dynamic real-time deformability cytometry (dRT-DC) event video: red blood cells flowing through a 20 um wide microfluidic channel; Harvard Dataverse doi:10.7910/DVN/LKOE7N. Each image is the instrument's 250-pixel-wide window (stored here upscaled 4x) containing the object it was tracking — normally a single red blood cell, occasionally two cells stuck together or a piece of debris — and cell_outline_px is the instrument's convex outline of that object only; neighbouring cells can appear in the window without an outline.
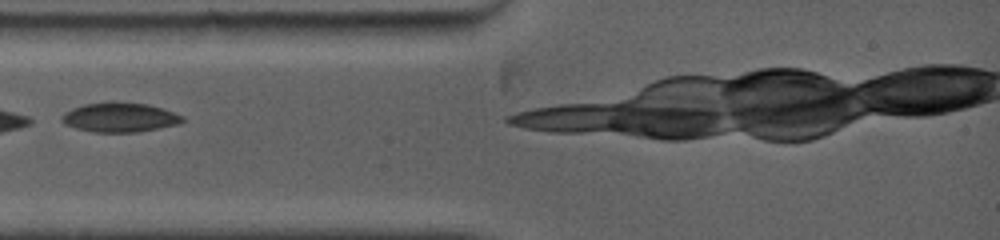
{"species": "common noctule bat (a hibernating species)", "species_latin": "Nyctalus noctula", "temperature_condition": "warm", "stored_images_in_passage": 7, "camera_frame_rate_fps": 5000, "um_per_image_px": 0.085, "animal": {"sex": "female", "body_mass_g": 19.0, "forearm_length_mm": 53.3}, "frame": {"image": 1, "passage_image": 2, "time_ms": 0.8, "image_size_px": [1000, 240], "cell_outline_px": [[184, 120], [180, 124], [136, 132], [92, 132], [76, 128], [64, 124], [60, 120], [60, 116], [64, 112], [72, 108], [84, 104], [112, 100], [148, 104], [184, 116]], "centroid_in_image_um": [10.13, 9.96], "position_along_channel_um": 74.9, "area_um2": 21.04}}